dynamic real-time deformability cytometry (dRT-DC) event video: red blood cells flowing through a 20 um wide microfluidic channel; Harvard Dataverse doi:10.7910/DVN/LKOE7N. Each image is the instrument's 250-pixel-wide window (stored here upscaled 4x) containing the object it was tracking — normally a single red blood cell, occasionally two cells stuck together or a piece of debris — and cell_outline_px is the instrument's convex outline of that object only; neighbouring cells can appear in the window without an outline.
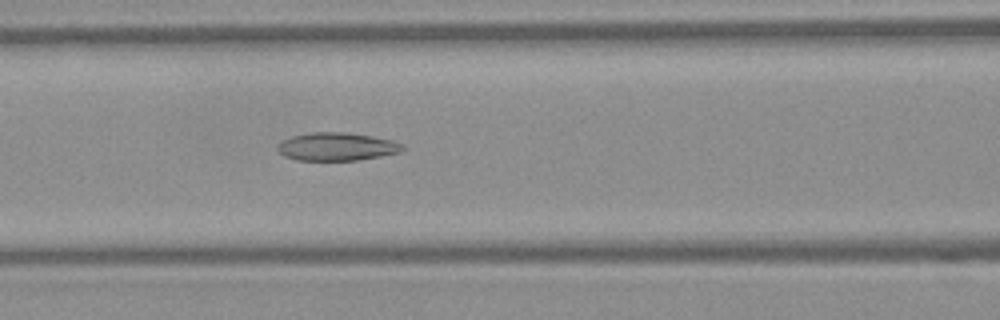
{"species": "Egyptian fruit bat (a non-hibernating species)", "species_latin": "Rousettus aegyptiacus", "temperature_condition": "warm", "stored_images_in_passage": 40, "camera_frame_rate_fps": 3000, "um_per_image_px": 0.085, "frame": {"image": 1, "passage_image": 17, "time_ms": 5.333, "image_size_px": [1000, 320], "cell_outline_px": [[408, 148], [400, 152], [380, 156], [356, 160], [296, 160], [284, 156], [276, 148], [284, 140], [292, 136], [312, 132], [348, 132], [372, 136], [392, 140], [404, 144]], "centroid_in_image_um": [28.68, 12.46], "position_along_channel_um": 137.9, "area_um2": 20.46}}
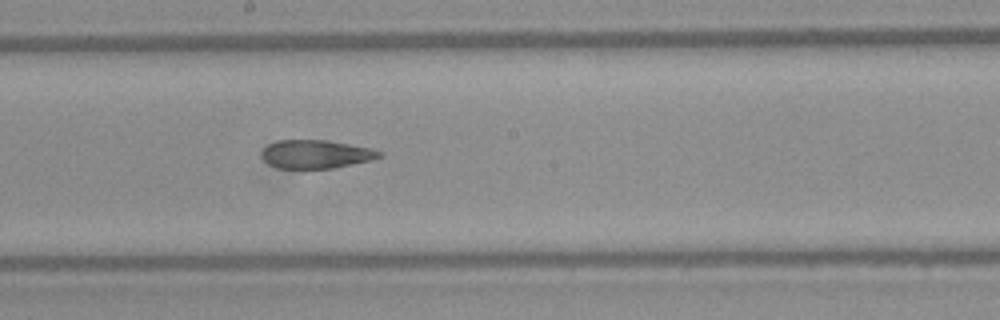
{"frame": {"image": 2, "passage_image": 23, "time_ms": 7.333, "image_size_px": [1000, 320], "cell_outline_px": [[384, 156], [372, 160], [332, 168], [276, 168], [268, 164], [264, 160], [264, 148], [268, 144], [280, 140], [328, 140], [372, 148], [384, 152]], "centroid_in_image_um": [26.92, 13.1], "position_along_channel_um": 221.3, "area_um2": 19.48}}
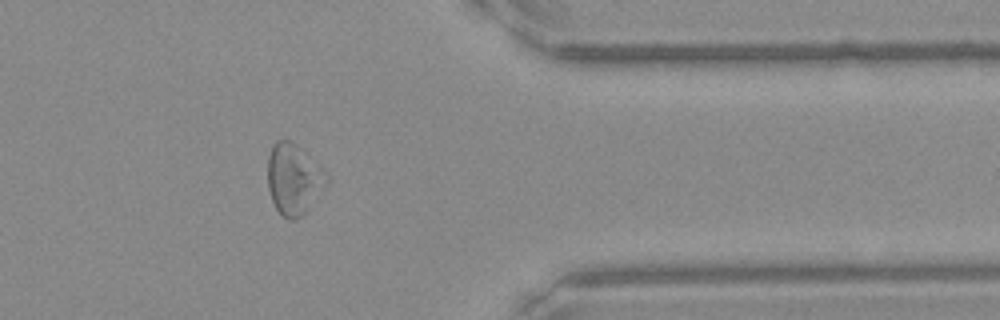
{"frame": {"image": 3, "passage_image": 36, "time_ms": 11.667, "image_size_px": [1000, 320], "cell_outline_px": [[312, 180], [304, 216], [296, 220], [288, 220], [276, 208], [272, 200], [268, 188], [268, 156], [272, 144], [276, 140], [288, 140], [292, 144]], "centroid_in_image_um": [24.48, 15.33], "position_along_channel_um": 386.9, "area_um2": 18.73}}